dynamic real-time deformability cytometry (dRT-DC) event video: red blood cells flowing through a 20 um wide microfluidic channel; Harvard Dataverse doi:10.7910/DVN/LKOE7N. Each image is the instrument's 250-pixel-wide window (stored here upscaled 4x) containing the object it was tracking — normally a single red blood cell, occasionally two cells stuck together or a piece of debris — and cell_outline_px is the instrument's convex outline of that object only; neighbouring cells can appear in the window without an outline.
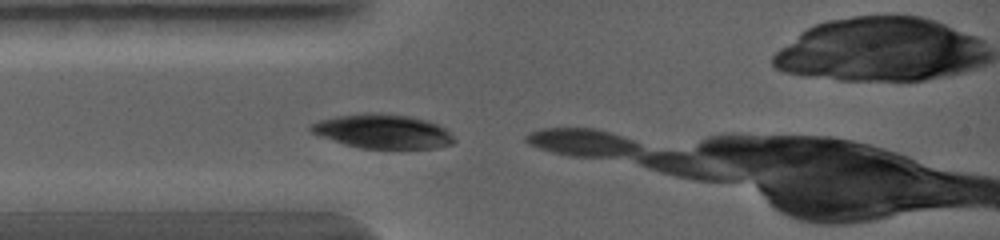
{"species": "common noctule bat (a hibernating species)", "species_latin": "Nyctalus noctula", "temperature_condition": "warm", "stored_images_in_passage": 2, "camera_frame_rate_fps": 5000, "um_per_image_px": 0.085, "animal": {"sex": "female", "body_mass_g": 19.0, "forearm_length_mm": 56.7}, "frame": {"image": 1, "passage_image": 1, "time_ms": 0.0, "image_size_px": [1000, 240], "cell_outline_px": [[456, 140], [452, 144], [436, 148], [360, 148], [344, 144], [320, 136], [312, 132], [308, 128], [312, 124], [320, 120], [336, 116], [364, 112], [380, 112], [408, 116], [428, 120], [444, 128]], "centroid_in_image_um": [32.52, 11.15], "position_along_channel_um": 52.5, "area_um2": 28.5}}